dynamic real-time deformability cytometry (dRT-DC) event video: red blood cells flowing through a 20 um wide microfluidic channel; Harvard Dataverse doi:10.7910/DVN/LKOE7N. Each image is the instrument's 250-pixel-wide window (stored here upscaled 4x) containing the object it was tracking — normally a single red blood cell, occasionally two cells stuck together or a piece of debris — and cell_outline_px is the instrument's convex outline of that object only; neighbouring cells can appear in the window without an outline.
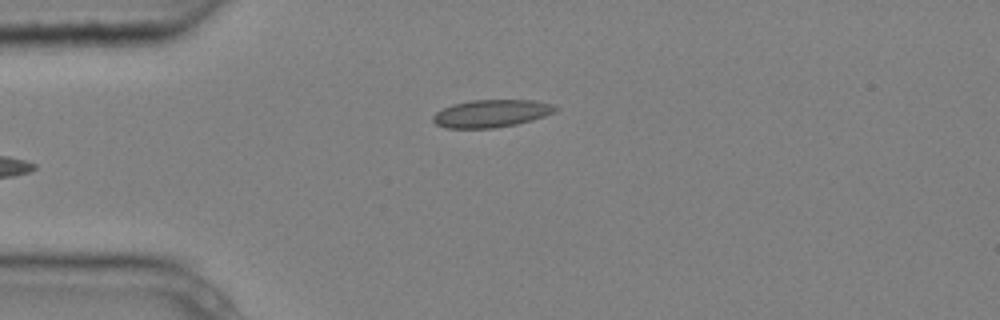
{"species": "common noctule bat (a hibernating species)", "species_latin": "Nyctalus noctula", "temperature_condition": "cold", "stored_images_in_passage": 7, "camera_frame_rate_fps": 3000, "um_per_image_px": 0.085, "animal": {"sex": "male", "body_mass_g": 20.4}, "frame": {"image": 1, "passage_image": 3, "time_ms": 0.667, "image_size_px": [1000, 320], "cell_outline_px": [[560, 108], [556, 112], [532, 120], [516, 124], [496, 128], [444, 128], [436, 124], [432, 120], [432, 116], [436, 112], [452, 104], [472, 100], [532, 100], [556, 104]], "centroid_in_image_um": [41.8, 9.64], "position_along_channel_um": 43.2, "area_um2": 19.88}}
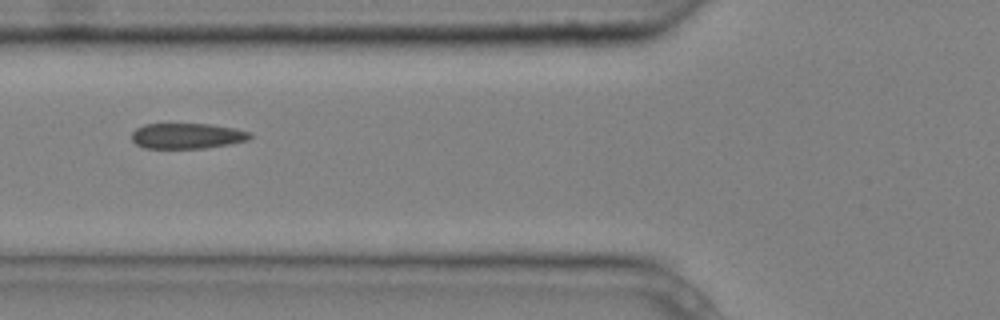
{"frame": {"image": 2, "passage_image": 5, "time_ms": 1.333, "image_size_px": [1000, 320], "cell_outline_px": [[252, 136], [248, 140], [228, 144], [204, 148], [144, 148], [136, 144], [132, 140], [132, 132], [136, 128], [144, 124], [208, 124], [232, 128], [252, 132]], "centroid_in_image_um": [15.88, 11.55], "position_along_channel_um": 109.9, "area_um2": 17.51}}